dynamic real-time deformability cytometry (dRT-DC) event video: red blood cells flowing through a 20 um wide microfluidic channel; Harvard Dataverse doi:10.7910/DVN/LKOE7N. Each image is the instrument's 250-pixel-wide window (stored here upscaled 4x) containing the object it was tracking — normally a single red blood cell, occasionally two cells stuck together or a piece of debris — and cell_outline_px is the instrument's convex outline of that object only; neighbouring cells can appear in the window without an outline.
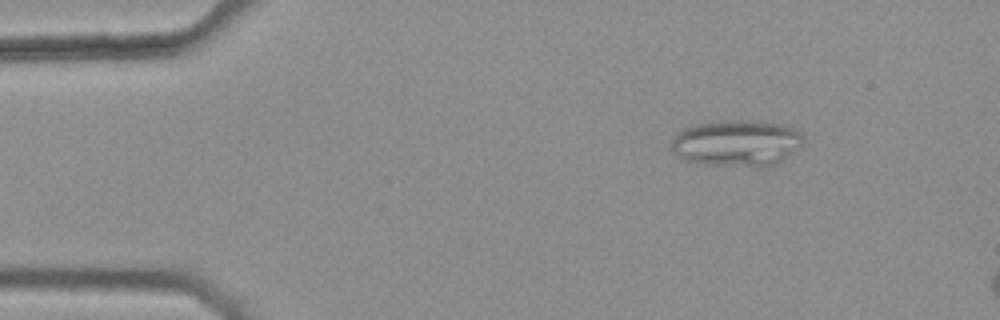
{"species": "common noctule bat (a hibernating species)", "species_latin": "Nyctalus noctula", "temperature_condition": "warm", "stored_images_in_passage": 8, "camera_frame_rate_fps": 3000, "um_per_image_px": 0.085, "animal": {"sex": "female", "body_mass_g": 25.1}, "frame": {"image": 1, "passage_image": 1, "time_ms": 0.0, "image_size_px": [1000, 320], "cell_outline_px": [[804, 136], [800, 144], [792, 152], [776, 164], [768, 168], [752, 168], [704, 164], [688, 160], [672, 152], [672, 140], [684, 128], [696, 124], [736, 120], [764, 120], [780, 124], [792, 128], [800, 132]], "centroid_in_image_um": [62.65, 12.18], "position_along_channel_um": 22.3, "area_um2": 35.72}}